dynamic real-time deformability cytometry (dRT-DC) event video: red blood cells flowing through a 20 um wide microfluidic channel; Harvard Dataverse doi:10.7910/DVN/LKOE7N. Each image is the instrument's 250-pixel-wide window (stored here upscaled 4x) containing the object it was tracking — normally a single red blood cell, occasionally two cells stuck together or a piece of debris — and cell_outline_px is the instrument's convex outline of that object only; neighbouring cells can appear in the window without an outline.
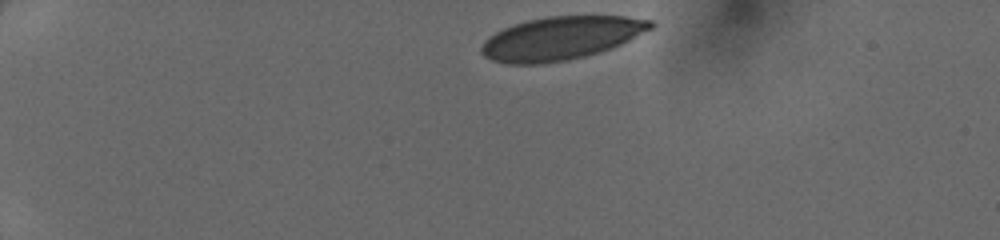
{"species": "human", "species_latin": "Homo sapiens", "temperature_condition": "cold", "stored_images_in_passage": 38, "camera_frame_rate_fps": 3000, "um_per_image_px": 0.085, "donor": {"sex": "female"}, "frame": {"image": 1, "passage_image": 1, "time_ms": 0.0, "image_size_px": [1000, 240], "cell_outline_px": [[656, 24], [652, 28], [620, 44], [600, 52], [568, 60], [540, 64], [508, 64], [492, 60], [484, 56], [480, 52], [480, 48], [484, 40], [488, 36], [504, 28], [528, 20], [548, 16], [624, 16], [652, 20]], "centroid_in_image_um": [47.66, 3.25], "position_along_channel_um": 37.3, "area_um2": 42.48}}
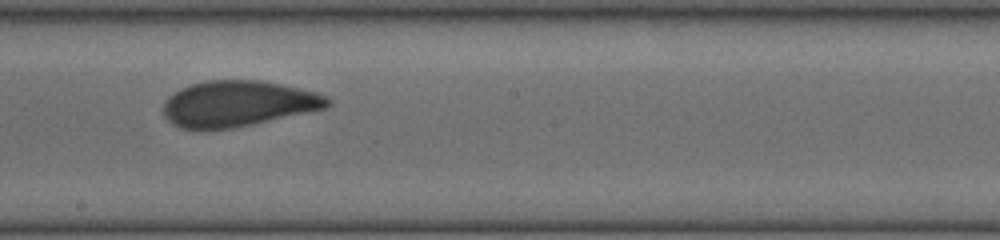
{"frame": {"image": 2, "passage_image": 20, "time_ms": 6.333, "image_size_px": [1000, 240], "cell_outline_px": [[332, 104], [328, 108], [252, 124], [232, 128], [180, 128], [172, 124], [164, 116], [164, 100], [168, 96], [180, 88], [192, 84], [208, 80], [264, 80], [316, 92], [328, 96], [332, 100]], "centroid_in_image_um": [20.27, 8.79], "position_along_channel_um": 227.9, "area_um2": 43.87}}
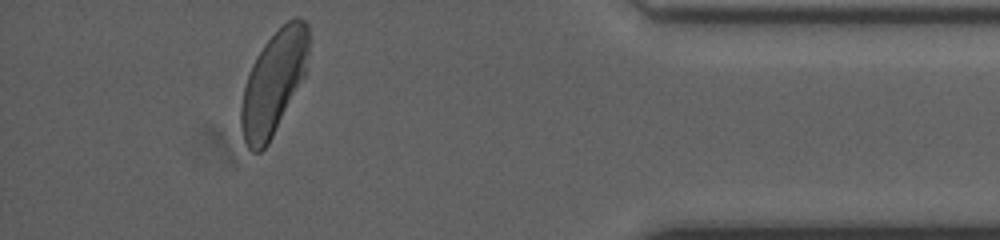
{"frame": {"image": 3, "passage_image": 35, "time_ms": 11.333, "image_size_px": [1000, 240], "cell_outline_px": [[308, 52], [304, 76], [268, 144], [260, 152], [252, 152], [248, 148], [244, 140], [240, 128], [240, 108], [244, 88], [252, 64], [256, 56], [264, 44], [288, 20], [296, 16], [304, 20], [308, 24]], "centroid_in_image_um": [23.23, 7.04], "position_along_channel_um": 412.0, "area_um2": 40.06}}